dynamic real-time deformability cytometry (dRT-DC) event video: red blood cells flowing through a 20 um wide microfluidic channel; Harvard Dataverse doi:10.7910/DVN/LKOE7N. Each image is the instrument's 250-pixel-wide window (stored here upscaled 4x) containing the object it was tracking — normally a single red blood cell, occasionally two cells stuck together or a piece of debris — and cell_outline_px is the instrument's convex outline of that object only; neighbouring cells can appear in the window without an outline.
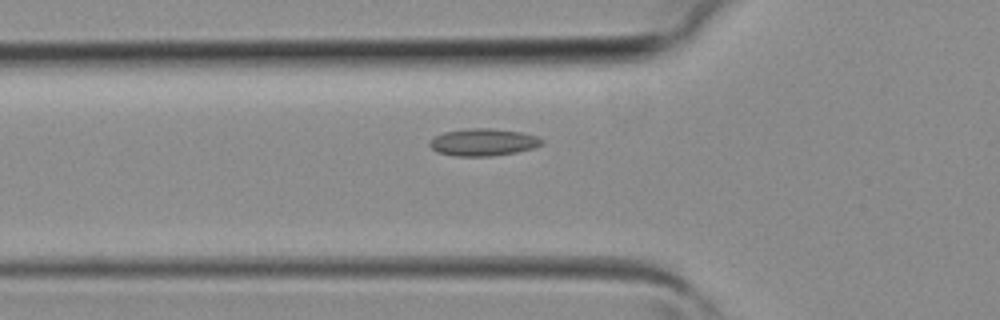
{"species": "common noctule bat (a hibernating species)", "species_latin": "Nyctalus noctula", "temperature_condition": "room temperature", "stored_images_in_passage": 39, "camera_frame_rate_fps": 3000, "um_per_image_px": 0.085, "animal": {"sex": "female", "body_mass_g": 19.3, "forearm_length_mm": 54.1}, "frame": {"image": 1, "passage_image": 14, "time_ms": 4.333, "image_size_px": [1000, 320], "cell_outline_px": [[544, 140], [540, 144], [532, 148], [516, 152], [492, 156], [456, 156], [436, 152], [428, 144], [436, 136], [444, 132], [468, 128], [488, 128], [520, 132], [536, 136]], "centroid_in_image_um": [41.04, 12.09], "position_along_channel_um": 84.8, "area_um2": 17.57}}
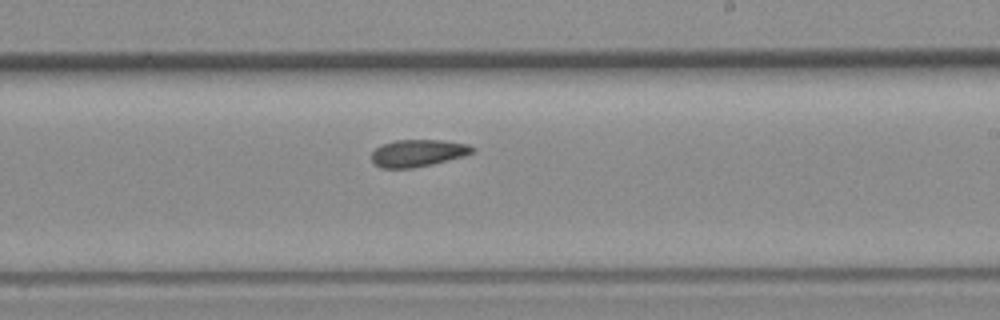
{"frame": {"image": 2, "passage_image": 24, "time_ms": 7.667, "image_size_px": [1000, 320], "cell_outline_px": [[476, 148], [472, 152], [460, 156], [432, 164], [412, 168], [380, 168], [372, 160], [372, 152], [380, 144], [396, 140], [440, 140], [468, 144]], "centroid_in_image_um": [35.47, 13.0], "position_along_channel_um": 253.5, "area_um2": 15.72}}
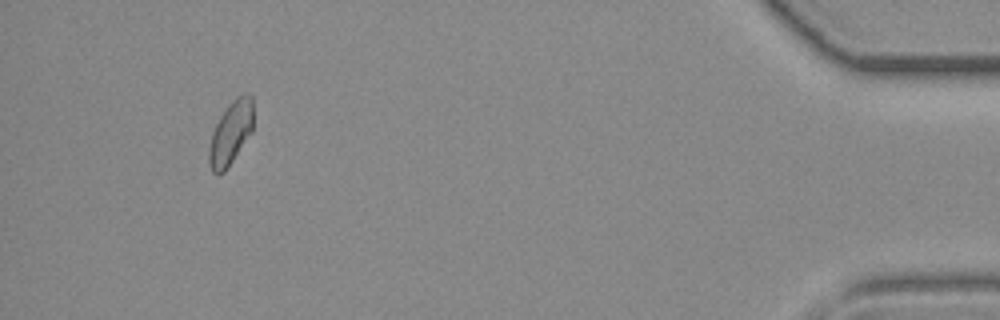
{"frame": {"image": 3, "passage_image": 38, "time_ms": 12.333, "image_size_px": [1000, 320], "cell_outline_px": [[252, 132], [224, 172], [212, 172], [208, 164], [208, 148], [212, 132], [220, 116], [228, 104], [236, 96], [248, 92], [252, 96]], "centroid_in_image_um": [19.6, 11.28], "position_along_channel_um": 415.6, "area_um2": 16.3}}